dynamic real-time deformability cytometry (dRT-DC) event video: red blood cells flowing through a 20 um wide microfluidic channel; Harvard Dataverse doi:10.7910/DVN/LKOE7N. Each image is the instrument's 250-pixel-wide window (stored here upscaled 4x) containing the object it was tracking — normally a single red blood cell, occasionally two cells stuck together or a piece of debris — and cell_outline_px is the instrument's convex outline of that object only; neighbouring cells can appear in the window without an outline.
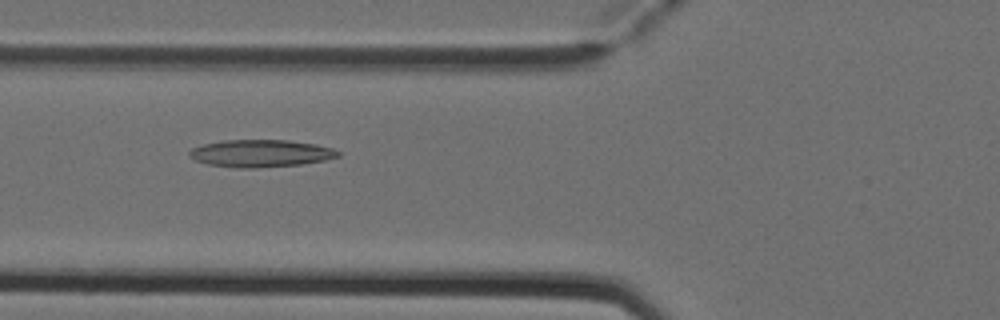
{"species": "Egyptian fruit bat (a non-hibernating species)", "species_latin": "Rousettus aegyptiacus", "temperature_condition": "cold", "stored_images_in_passage": 7, "camera_frame_rate_fps": 3000, "um_per_image_px": 0.085, "animal": {"sex": "female"}, "frame": {"image": 1, "passage_image": 4, "time_ms": 1.0, "image_size_px": [1000, 320], "cell_outline_px": [[340, 156], [324, 160], [300, 164], [256, 168], [236, 168], [208, 164], [196, 160], [188, 156], [188, 152], [192, 148], [204, 144], [224, 140], [288, 140], [316, 144], [332, 148], [340, 152]], "centroid_in_image_um": [22.15, 13.03], "position_along_channel_um": 103.6, "area_um2": 23.64}}
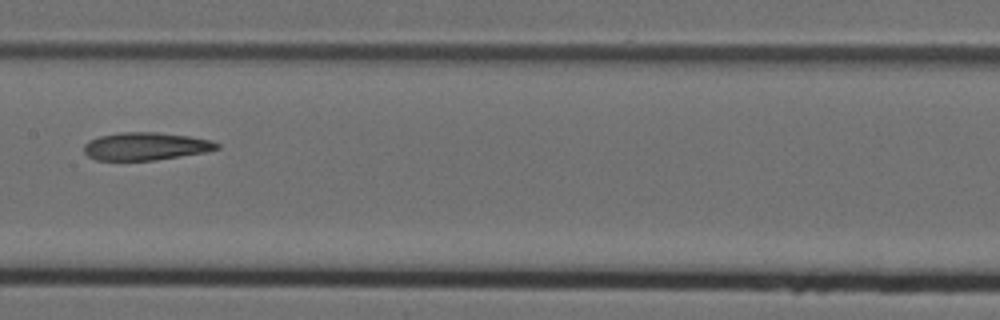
{"frame": {"image": 2, "passage_image": 6, "time_ms": 1.667, "image_size_px": [1000, 320], "cell_outline_px": [[220, 148], [204, 152], [180, 156], [152, 160], [96, 160], [88, 156], [84, 152], [84, 144], [88, 140], [100, 136], [120, 132], [156, 132], [188, 136], [212, 140], [220, 144]], "centroid_in_image_um": [12.37, 12.43], "position_along_channel_um": 195.0, "area_um2": 21.44}}
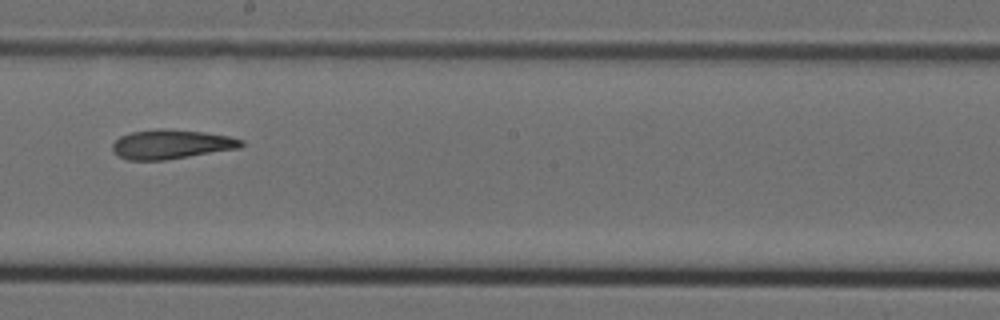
{"frame": {"image": 3, "passage_image": 7, "time_ms": 2.0, "image_size_px": [1000, 320], "cell_outline_px": [[244, 144], [240, 148], [164, 160], [128, 160], [116, 156], [112, 152], [112, 144], [120, 136], [132, 132], [156, 128], [164, 128], [204, 132], [228, 136], [244, 140]], "centroid_in_image_um": [14.53, 12.26], "position_along_channel_um": 233.7, "area_um2": 22.14}}